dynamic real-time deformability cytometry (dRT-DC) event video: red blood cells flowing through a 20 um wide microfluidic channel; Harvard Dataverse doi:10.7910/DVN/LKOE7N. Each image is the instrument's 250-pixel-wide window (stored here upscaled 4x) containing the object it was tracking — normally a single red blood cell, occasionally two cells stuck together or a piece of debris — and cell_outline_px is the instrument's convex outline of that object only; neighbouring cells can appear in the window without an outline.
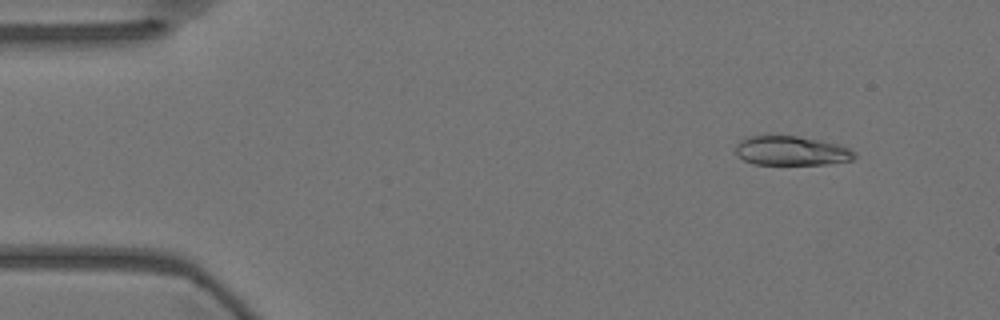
{"species": "Egyptian fruit bat (a non-hibernating species)", "species_latin": "Rousettus aegyptiacus", "temperature_condition": "warm", "stored_images_in_passage": 43, "camera_frame_rate_fps": 3000, "um_per_image_px": 0.085, "animal": {"sex": "female"}, "frame": {"image": 1, "passage_image": 2, "time_ms": 0.333, "image_size_px": [1000, 320], "cell_outline_px": [[856, 156], [852, 160], [824, 164], [752, 164], [736, 156], [736, 144], [744, 136], [764, 132], [796, 136], [820, 140], [836, 144], [848, 148], [856, 152]], "centroid_in_image_um": [67.15, 12.77], "position_along_channel_um": 17.8, "area_um2": 21.04}}
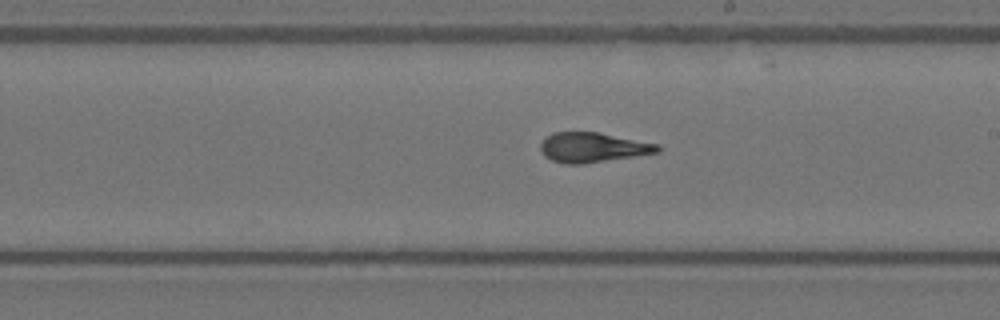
{"frame": {"image": 2, "passage_image": 28, "time_ms": 9.0, "image_size_px": [1000, 320], "cell_outline_px": [[660, 152], [584, 164], [564, 164], [552, 160], [544, 156], [540, 148], [540, 144], [552, 132], [596, 132], [660, 144]], "centroid_in_image_um": [50.39, 12.54], "position_along_channel_um": 238.6, "area_um2": 20.29}}
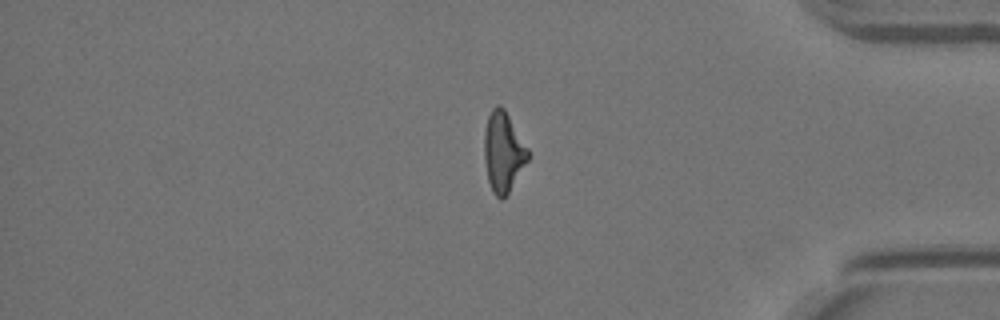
{"frame": {"image": 3, "passage_image": 43, "time_ms": 14.0, "image_size_px": [1000, 320], "cell_outline_px": [[528, 160], [508, 192], [500, 200], [492, 192], [488, 180], [484, 160], [484, 128], [488, 116], [492, 108], [496, 104], [500, 104], [504, 108], [528, 148]], "centroid_in_image_um": [42.75, 12.88], "position_along_channel_um": 392.5, "area_um2": 20.29}, "authors_computed_cell_mechanics": {"area_um2": 20.5768, "velocity_mm_per_s": 3.6062, "shape_relaxation_time_tau1_ms": 10.2542, "shape_relaxation_time_tau2_ms": 1.1929, "deformation_change_tau1": 0.2948, "deformation_change_tau2": 0.0959}}